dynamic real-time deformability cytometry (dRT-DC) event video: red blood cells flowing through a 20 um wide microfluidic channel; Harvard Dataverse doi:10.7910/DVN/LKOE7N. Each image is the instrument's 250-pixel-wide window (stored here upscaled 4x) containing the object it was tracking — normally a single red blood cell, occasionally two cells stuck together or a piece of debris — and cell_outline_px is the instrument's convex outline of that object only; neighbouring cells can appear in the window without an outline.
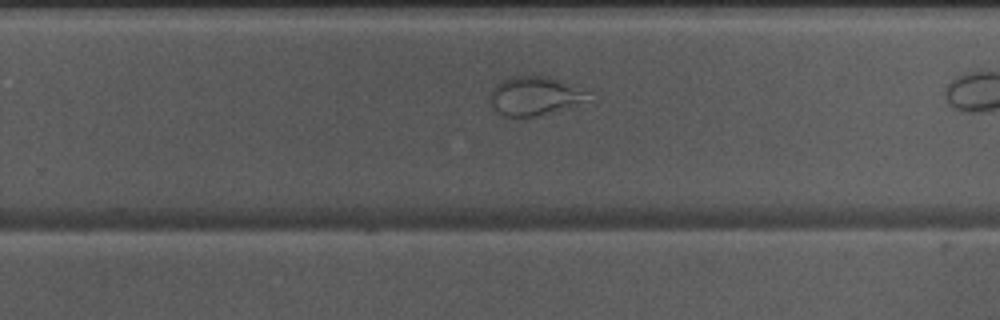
{"species": "Egyptian fruit bat (a non-hibernating species)", "species_latin": "Rousettus aegyptiacus", "temperature_condition": "warm", "stored_images_in_passage": 28, "camera_frame_rate_fps": 3000, "um_per_image_px": 0.085, "animal": {"sex": "male"}, "frame": {"image": 1, "passage_image": 20, "time_ms": 6.333, "image_size_px": [1000, 320], "cell_outline_px": [[588, 92], [580, 100], [532, 116], [516, 120], [504, 116], [496, 112], [488, 100], [488, 92], [500, 80], [512, 76], [548, 76]], "centroid_in_image_um": [45.16, 8.14], "position_along_channel_um": 284.6, "area_um2": 21.33}}